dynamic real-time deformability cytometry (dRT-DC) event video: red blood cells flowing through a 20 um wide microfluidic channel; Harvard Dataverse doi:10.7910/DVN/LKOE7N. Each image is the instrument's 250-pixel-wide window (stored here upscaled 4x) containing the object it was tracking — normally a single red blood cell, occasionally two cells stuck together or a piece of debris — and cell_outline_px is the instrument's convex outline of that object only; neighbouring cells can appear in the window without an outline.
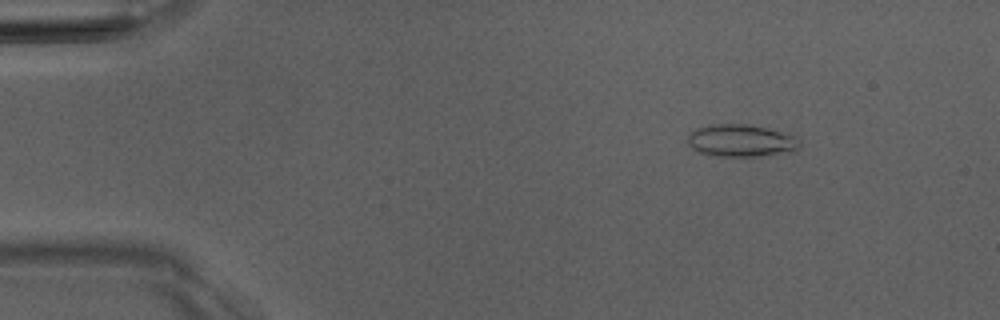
{"species": "Egyptian fruit bat (a non-hibernating species)", "species_latin": "Rousettus aegyptiacus", "temperature_condition": "room temperature", "stored_images_in_passage": 6, "camera_frame_rate_fps": 3000, "um_per_image_px": 0.085, "animal": {"sex": "male"}, "frame": {"image": 1, "passage_image": 2, "time_ms": 1.0, "image_size_px": [1000, 320], "cell_outline_px": [[800, 144], [792, 152], [756, 156], [716, 156], [700, 152], [692, 148], [688, 144], [688, 132], [696, 128], [708, 124], [748, 124], [768, 128], [796, 136]], "centroid_in_image_um": [62.95, 11.94], "position_along_channel_um": 22.0, "area_um2": 21.15}}
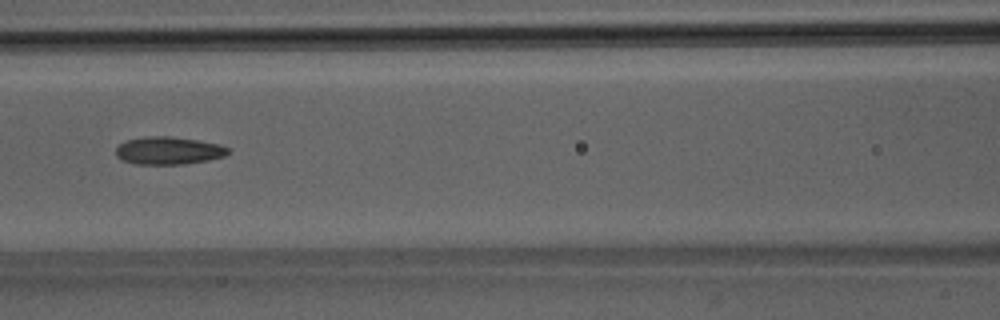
{"frame": {"image": 2, "passage_image": 6, "time_ms": 6.333, "image_size_px": [1000, 320], "cell_outline_px": [[232, 152], [224, 156], [208, 160], [184, 164], [136, 164], [124, 160], [116, 156], [116, 148], [120, 144], [128, 140], [144, 136], [172, 136], [220, 144], [228, 148]], "centroid_in_image_um": [14.35, 12.8], "position_along_channel_um": 152.2, "area_um2": 18.09}}